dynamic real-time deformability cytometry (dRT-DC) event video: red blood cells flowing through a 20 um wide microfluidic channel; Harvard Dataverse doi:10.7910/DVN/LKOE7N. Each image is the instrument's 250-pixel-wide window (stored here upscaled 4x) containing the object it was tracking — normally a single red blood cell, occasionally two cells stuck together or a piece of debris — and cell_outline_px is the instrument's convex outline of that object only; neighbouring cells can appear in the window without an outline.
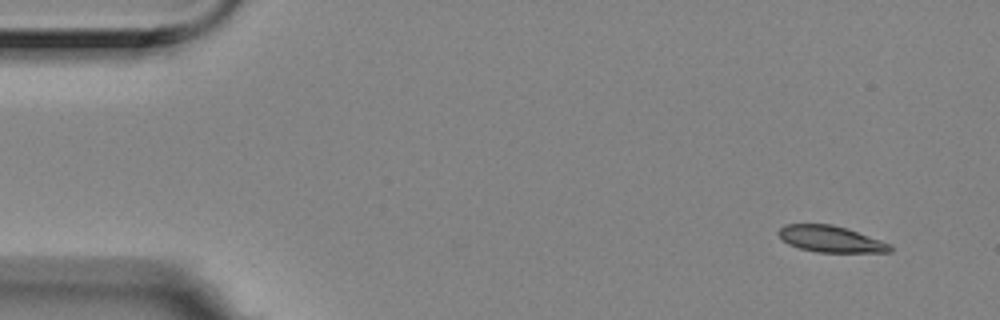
{"species": "Egyptian fruit bat (a non-hibernating species)", "species_latin": "Rousettus aegyptiacus", "temperature_condition": "room temperature", "stored_images_in_passage": 5, "camera_frame_rate_fps": 3000, "um_per_image_px": 0.085, "animal": {"sex": "female"}, "frame": {"image": 1, "passage_image": 1, "time_ms": 0.0, "image_size_px": [1000, 320], "cell_outline_px": [[892, 252], [816, 252], [800, 248], [788, 244], [776, 232], [784, 224], [832, 224], [848, 228], [892, 244]], "centroid_in_image_um": [70.63, 20.31], "position_along_channel_um": 14.4, "area_um2": 17.22}}